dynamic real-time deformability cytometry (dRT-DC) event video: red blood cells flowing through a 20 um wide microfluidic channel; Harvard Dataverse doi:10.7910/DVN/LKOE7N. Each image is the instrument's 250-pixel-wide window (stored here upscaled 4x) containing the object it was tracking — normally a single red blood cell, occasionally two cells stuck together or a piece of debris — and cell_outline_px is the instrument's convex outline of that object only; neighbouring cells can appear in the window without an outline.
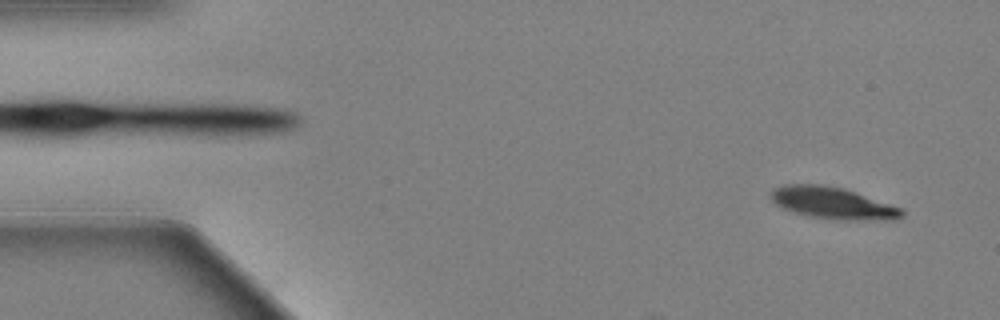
{"species": "Egyptian fruit bat (a non-hibernating species)", "species_latin": "Rousettus aegyptiacus", "temperature_condition": "warm", "stored_images_in_passage": 59, "camera_frame_rate_fps": 3000, "um_per_image_px": 0.085, "animal": {"sex": "female"}, "frame": {"image": 1, "passage_image": 3, "time_ms": 0.667, "image_size_px": [1000, 320], "cell_outline_px": [[904, 216], [892, 220], [836, 220], [812, 216], [796, 212], [784, 208], [776, 204], [772, 200], [772, 188], [780, 184], [820, 184], [844, 188], [904, 208]], "centroid_in_image_um": [70.84, 17.25], "position_along_channel_um": 14.2, "area_um2": 24.39}}
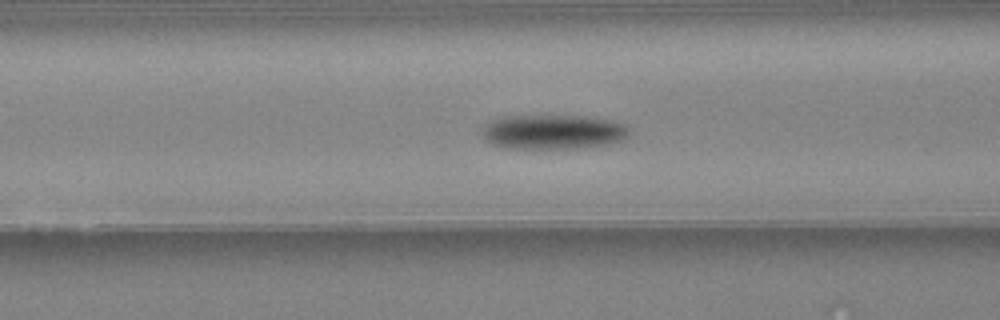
{"frame": {"image": 2, "passage_image": 23, "time_ms": 7.333, "image_size_px": [1000, 320], "cell_outline_px": [[628, 136], [624, 140], [604, 144], [576, 148], [504, 148], [492, 144], [484, 140], [480, 132], [492, 120], [500, 116], [576, 116], [604, 120], [620, 124], [628, 128]], "centroid_in_image_um": [46.91, 11.22], "position_along_channel_um": 119.7, "area_um2": 29.13}}
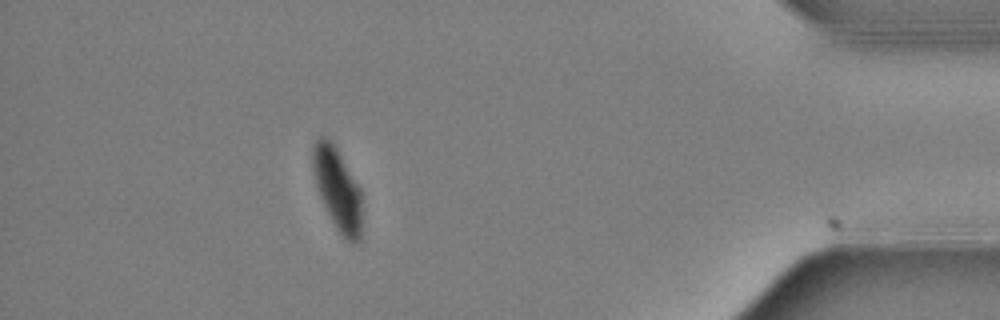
{"frame": {"image": 3, "passage_image": 53, "time_ms": 17.333, "image_size_px": [1000, 320], "cell_outline_px": [[360, 244], [352, 244], [336, 228], [320, 196], [316, 184], [312, 164], [312, 148], [316, 140], [320, 136], [324, 136], [332, 140], [360, 188]], "centroid_in_image_um": [28.67, 16.03], "position_along_channel_um": 406.5, "area_um2": 23.18}, "authors_computed_cell_mechanics": {"area_um2": 27.166, "velocity_mm_per_s": 3.3712, "shape_relaxation_time_tau1_ms": 2.9891, "shape_relaxation_time_tau2_ms": null, "deformation_change_tau1": 0.1635, "deformation_change_tau2": null}}